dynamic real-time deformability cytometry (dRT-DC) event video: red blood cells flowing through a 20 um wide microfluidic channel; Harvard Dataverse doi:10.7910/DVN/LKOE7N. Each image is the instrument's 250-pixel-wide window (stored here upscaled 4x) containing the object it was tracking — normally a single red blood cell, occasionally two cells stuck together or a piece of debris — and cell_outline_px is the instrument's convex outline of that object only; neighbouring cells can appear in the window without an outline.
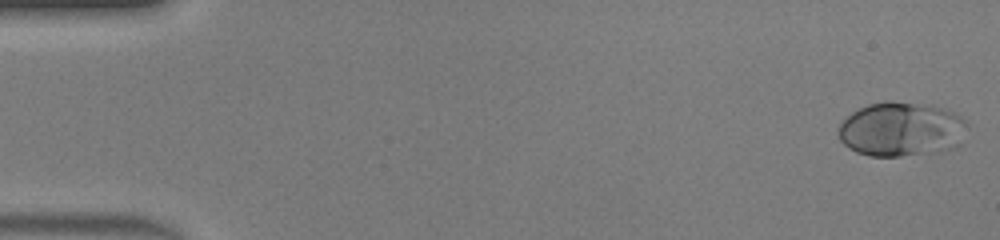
{"species": "human", "species_latin": "Homo sapiens", "temperature_condition": "warm", "stored_images_in_passage": 46, "camera_frame_rate_fps": 3000, "um_per_image_px": 0.085, "donor": {"sex": "male"}, "frame": {"image": 1, "passage_image": 1, "time_ms": 0.0, "image_size_px": [1000, 240], "cell_outline_px": [[968, 124], [960, 144], [956, 148], [936, 152], [900, 156], [868, 156], [856, 152], [848, 148], [840, 140], [840, 124], [852, 112], [868, 104], [884, 100], [932, 104], [952, 112], [968, 120]], "centroid_in_image_um": [76.65, 10.98], "position_along_channel_um": 8.3, "area_um2": 41.21}}
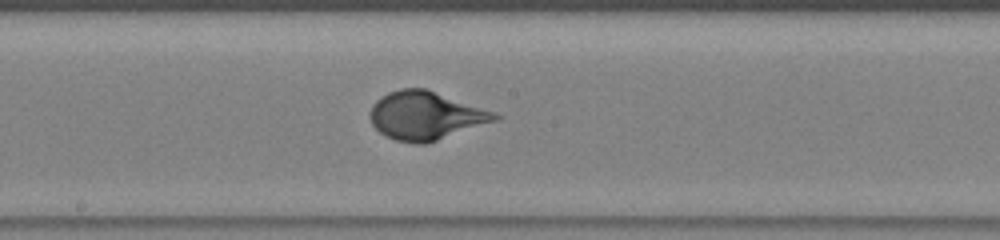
{"frame": {"image": 2, "passage_image": 25, "time_ms": 8.0, "image_size_px": [1000, 240], "cell_outline_px": [[504, 116], [500, 120], [424, 144], [416, 144], [396, 140], [380, 132], [372, 124], [368, 116], [368, 112], [372, 104], [380, 96], [388, 92], [400, 88], [424, 88], [496, 112]], "centroid_in_image_um": [36.19, 9.82], "position_along_channel_um": 212.0, "area_um2": 35.32}}
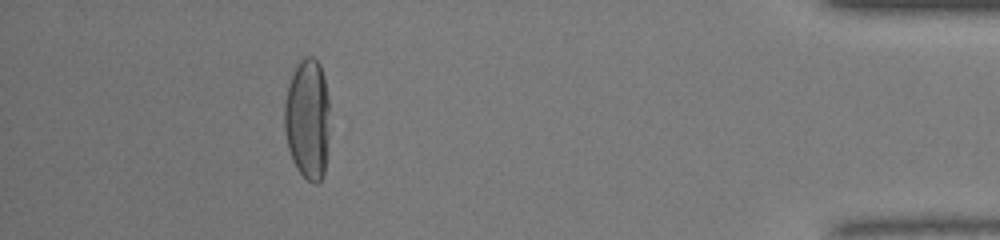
{"frame": {"image": 3, "passage_image": 42, "time_ms": 13.667, "image_size_px": [1000, 240], "cell_outline_px": [[328, 136], [324, 176], [316, 184], [312, 184], [296, 168], [292, 160], [288, 148], [284, 128], [284, 104], [288, 88], [292, 76], [300, 60], [304, 56], [312, 56], [320, 64], [324, 76], [328, 96]], "centroid_in_image_um": [26.14, 10.14], "position_along_channel_um": 409.1, "area_um2": 31.79}, "authors_computed_cell_mechanics": {"area_um2": 34.7667, "velocity_mm_per_s": 4.4204, "shape_relaxation_time_tau1_ms": 4.4075, "shape_relaxation_time_tau2_ms": null, "deformation_change_tau1": 0.2688, "deformation_change_tau2": null}}